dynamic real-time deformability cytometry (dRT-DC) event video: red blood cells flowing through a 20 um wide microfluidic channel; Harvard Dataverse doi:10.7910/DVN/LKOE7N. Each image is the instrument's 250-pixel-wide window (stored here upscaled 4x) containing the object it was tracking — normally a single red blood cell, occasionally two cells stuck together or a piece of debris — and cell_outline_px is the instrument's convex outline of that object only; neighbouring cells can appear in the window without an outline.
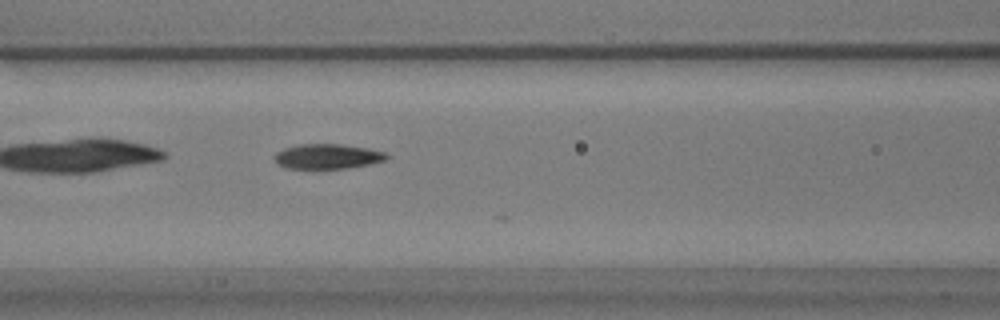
{"species": "common noctule bat (a hibernating species)", "species_latin": "Nyctalus noctula", "temperature_condition": "warm", "stored_images_in_passage": 29, "camera_frame_rate_fps": 3000, "um_per_image_px": 0.085, "animal": {"sex": "male", "body_mass_g": 17.9}, "frame": {"image": 1, "passage_image": 8, "time_ms": 2.333, "image_size_px": [1000, 320], "cell_outline_px": [[388, 156], [384, 160], [368, 164], [348, 168], [288, 168], [276, 164], [272, 156], [276, 152], [284, 148], [300, 144], [340, 144], [368, 148], [384, 152]], "centroid_in_image_um": [27.77, 13.29], "position_along_channel_um": 138.8, "area_um2": 16.18}}
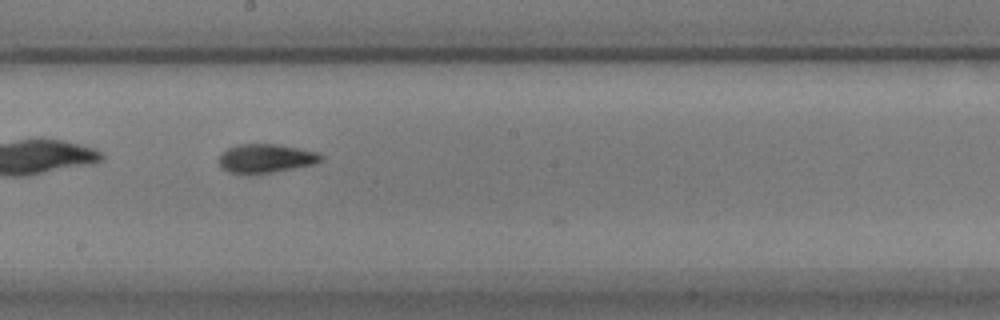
{"frame": {"image": 2, "passage_image": 15, "time_ms": 4.667, "image_size_px": [1000, 320], "cell_outline_px": [[324, 160], [316, 164], [272, 172], [228, 172], [220, 168], [220, 156], [228, 148], [236, 144], [276, 144], [320, 152], [324, 156]], "centroid_in_image_um": [22.67, 13.44], "position_along_channel_um": 225.5, "area_um2": 16.94}}
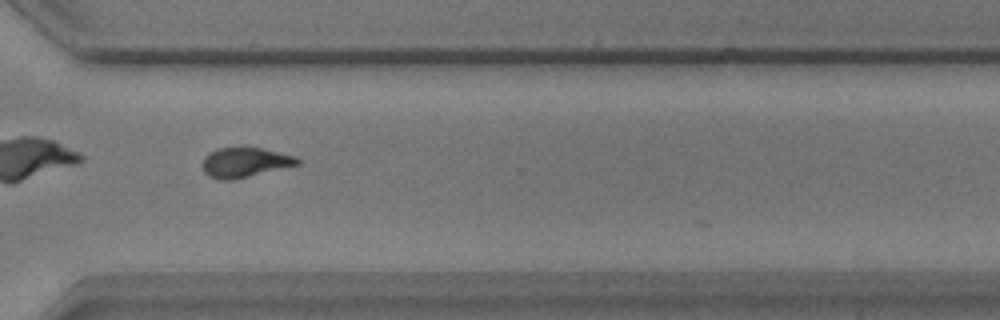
{"frame": {"image": 3, "passage_image": 25, "time_ms": 8.0, "image_size_px": [1000, 320], "cell_outline_px": [[300, 164], [236, 180], [220, 180], [208, 176], [204, 172], [200, 164], [208, 152], [216, 148], [260, 148], [296, 156], [300, 160]], "centroid_in_image_um": [20.78, 13.82], "position_along_channel_um": 349.8, "area_um2": 16.7}, "authors_computed_cell_mechanics": {"area_um2": 16.8198, "velocity_mm_per_s": 3.7266, "shape_relaxation_time_tau1_ms": 4.4256, "shape_relaxation_time_tau2_ms": 3.937, "deformation_change_tau1": 0.1649, "deformation_change_tau2": 0.1068}}